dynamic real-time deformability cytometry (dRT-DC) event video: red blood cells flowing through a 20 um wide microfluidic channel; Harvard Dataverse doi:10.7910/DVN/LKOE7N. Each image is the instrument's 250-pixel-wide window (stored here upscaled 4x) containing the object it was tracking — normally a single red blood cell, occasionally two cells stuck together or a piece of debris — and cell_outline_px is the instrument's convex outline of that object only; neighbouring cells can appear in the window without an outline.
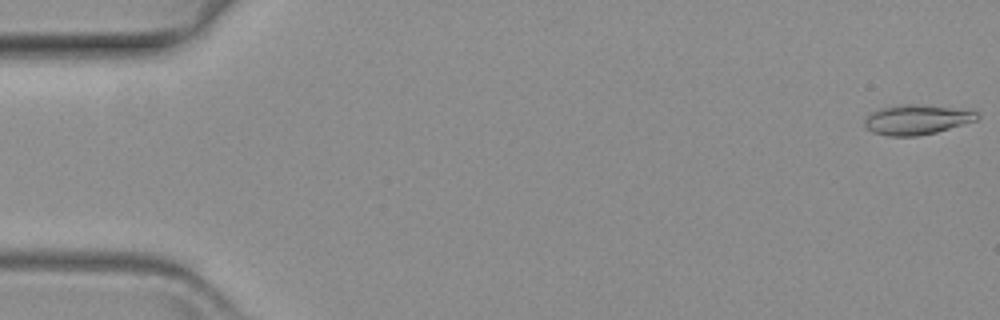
{"species": "common noctule bat (a hibernating species)", "species_latin": "Nyctalus noctula", "temperature_condition": "warm", "stored_images_in_passage": 60, "camera_frame_rate_fps": 3000, "um_per_image_px": 0.085, "animal": {"sex": "female", "body_mass_g": 19.3, "forearm_length_mm": 54.1}, "frame": {"image": 1, "passage_image": 1, "time_ms": 0.0, "image_size_px": [1000, 320], "cell_outline_px": [[980, 116], [976, 120], [936, 132], [916, 136], [888, 136], [872, 132], [864, 128], [864, 120], [872, 112], [880, 108], [900, 104], [924, 104], [976, 112]], "centroid_in_image_um": [77.85, 10.17], "position_along_channel_um": 7.2, "area_um2": 19.42}}
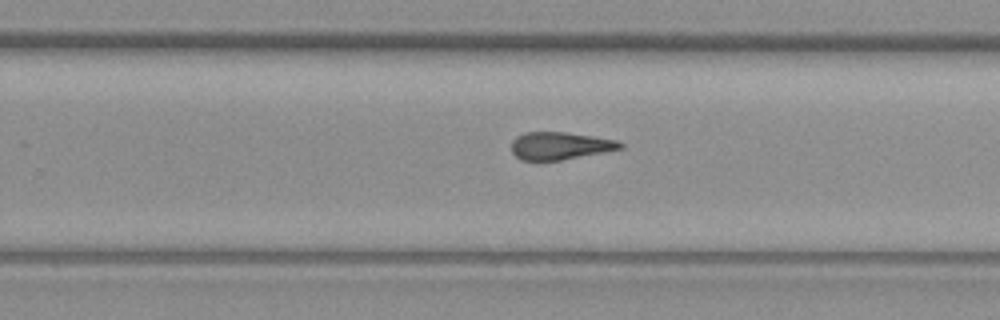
{"frame": {"image": 2, "passage_image": 38, "time_ms": 12.333, "image_size_px": [1000, 320], "cell_outline_px": [[624, 148], [604, 152], [560, 160], [536, 164], [520, 160], [512, 152], [512, 140], [516, 136], [524, 132], [564, 132], [592, 136], [616, 140], [624, 144]], "centroid_in_image_um": [47.53, 12.43], "position_along_channel_um": 282.3, "area_um2": 17.98}}
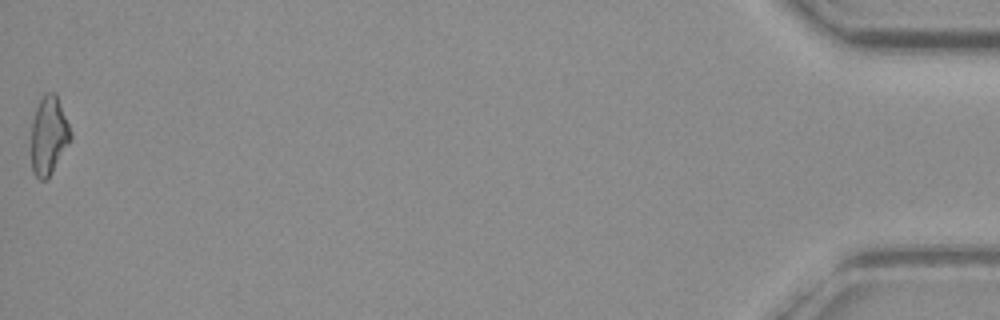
{"frame": {"image": 3, "passage_image": 60, "time_ms": 19.667, "image_size_px": [1000, 320], "cell_outline_px": [[72, 136], [48, 180], [40, 180], [32, 172], [32, 120], [36, 108], [44, 92], [56, 92], [72, 132]], "centroid_in_image_um": [4.15, 11.5], "position_along_channel_um": 431.1, "area_um2": 17.98}}